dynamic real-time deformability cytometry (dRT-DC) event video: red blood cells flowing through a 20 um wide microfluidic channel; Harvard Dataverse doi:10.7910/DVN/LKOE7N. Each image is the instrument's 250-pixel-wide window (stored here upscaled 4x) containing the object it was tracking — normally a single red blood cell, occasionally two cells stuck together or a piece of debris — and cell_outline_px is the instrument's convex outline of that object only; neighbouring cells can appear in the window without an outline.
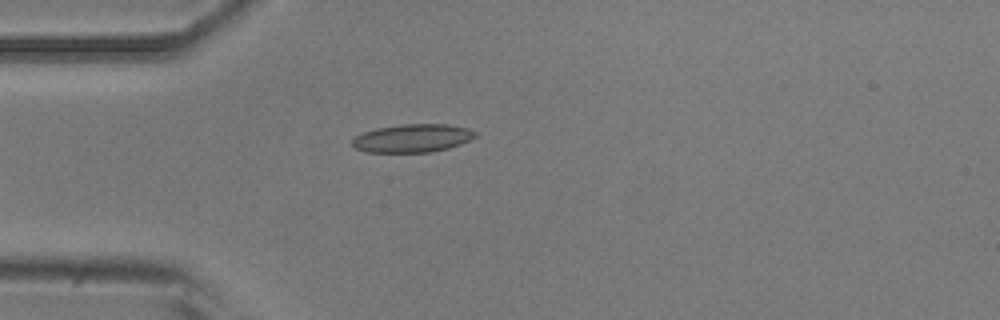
{"species": "common noctule bat (a hibernating species)", "species_latin": "Nyctalus noctula", "temperature_condition": "room temperature", "stored_images_in_passage": 6, "camera_frame_rate_fps": 3000, "um_per_image_px": 0.085, "animal": {"sex": "male", "body_mass_g": 20.5, "forearm_length_mm": 52.5}, "frame": {"image": 1, "passage_image": 4, "time_ms": 3.667, "image_size_px": [1000, 320], "cell_outline_px": [[476, 136], [460, 144], [448, 148], [432, 152], [368, 152], [356, 148], [352, 144], [352, 140], [356, 136], [364, 132], [376, 128], [404, 124], [448, 124], [468, 128], [476, 132]], "centroid_in_image_um": [35.07, 11.74], "position_along_channel_um": 49.9, "area_um2": 20.06}}
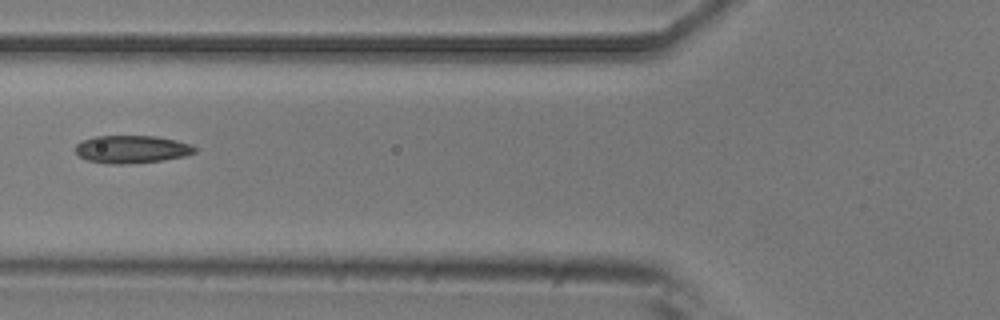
{"frame": {"image": 2, "passage_image": 6, "time_ms": 5.667, "image_size_px": [1000, 320], "cell_outline_px": [[196, 152], [184, 156], [164, 160], [128, 164], [108, 164], [84, 160], [76, 152], [76, 144], [80, 140], [96, 136], [156, 136], [176, 140], [192, 144], [196, 148]], "centroid_in_image_um": [11.18, 12.69], "position_along_channel_um": 114.6, "area_um2": 19.54}}